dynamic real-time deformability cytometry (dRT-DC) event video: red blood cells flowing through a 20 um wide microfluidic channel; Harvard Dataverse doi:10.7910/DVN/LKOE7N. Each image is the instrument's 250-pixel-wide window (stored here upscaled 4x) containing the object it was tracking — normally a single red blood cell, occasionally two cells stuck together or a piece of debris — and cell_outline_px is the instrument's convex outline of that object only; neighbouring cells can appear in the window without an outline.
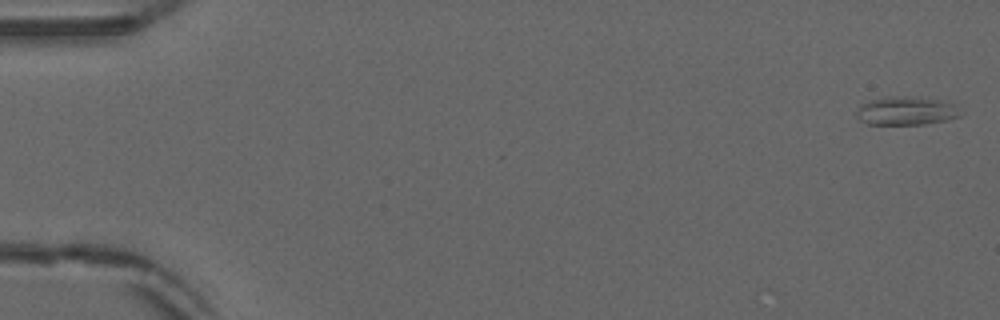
{"species": "common noctule bat (a hibernating species)", "species_latin": "Nyctalus noctula", "temperature_condition": "warm", "stored_images_in_passage": 53, "camera_frame_rate_fps": 3000, "um_per_image_px": 0.085, "animal": {"sex": "male", "forearm_length_mm": 52.5}, "frame": {"image": 1, "passage_image": 1, "time_ms": 0.0, "image_size_px": [1000, 320], "cell_outline_px": [[964, 112], [960, 116], [948, 120], [924, 124], [868, 124], [856, 120], [856, 112], [860, 104], [868, 100], [884, 96], [916, 96], [940, 100], [956, 104]], "centroid_in_image_um": [77.03, 9.41], "position_along_channel_um": 8.0, "area_um2": 17.86}}
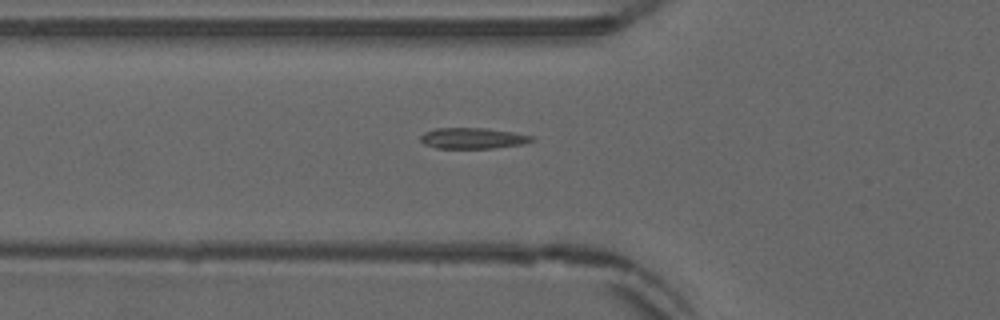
{"frame": {"image": 2, "passage_image": 19, "time_ms": 6.0, "image_size_px": [1000, 320], "cell_outline_px": [[536, 140], [524, 144], [492, 148], [436, 148], [424, 144], [420, 140], [420, 136], [424, 132], [436, 128], [484, 128], [512, 132], [532, 136]], "centroid_in_image_um": [40.18, 11.75], "position_along_channel_um": 85.6, "area_um2": 13.53}}
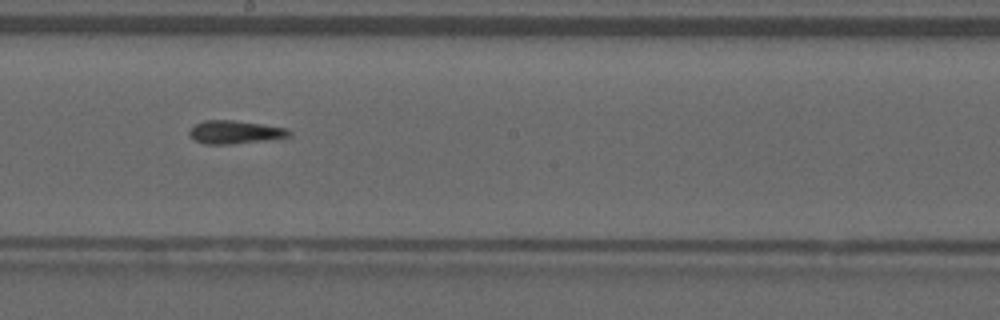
{"frame": {"image": 3, "passage_image": 30, "time_ms": 9.667, "image_size_px": [1000, 320], "cell_outline_px": [[292, 136], [272, 140], [232, 144], [204, 144], [196, 140], [188, 132], [196, 124], [204, 120], [232, 120], [288, 128], [292, 132]], "centroid_in_image_um": [20.05, 11.24], "position_along_channel_um": 228.1, "area_um2": 13.53}, "authors_computed_cell_mechanics": {"area_um2": 13.5252, "velocity_mm_per_s": 3.8745, "shape_relaxation_time_tau1_ms": null, "shape_relaxation_time_tau2_ms": 4.6948, "deformation_change_tau1": null, "deformation_change_tau2": 0.1053}}